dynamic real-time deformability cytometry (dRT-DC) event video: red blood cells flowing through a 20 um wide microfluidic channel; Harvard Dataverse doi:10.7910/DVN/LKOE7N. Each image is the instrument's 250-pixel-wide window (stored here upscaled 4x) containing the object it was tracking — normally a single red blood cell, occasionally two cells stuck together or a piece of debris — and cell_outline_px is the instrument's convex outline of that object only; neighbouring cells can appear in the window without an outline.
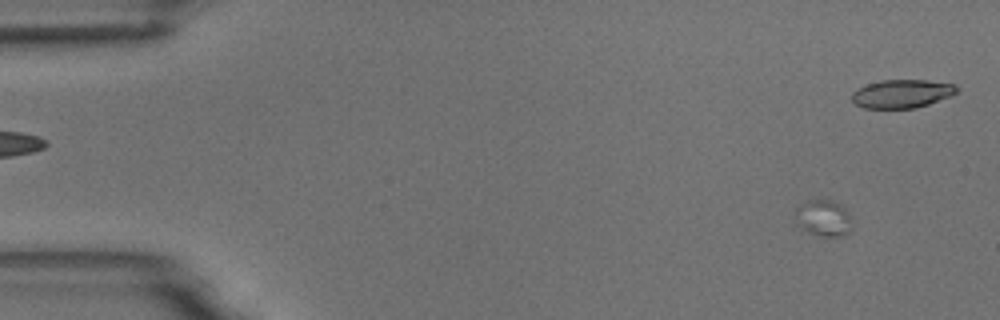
{"species": "common noctule bat (a hibernating species)", "species_latin": "Nyctalus noctula", "temperature_condition": "room temperature", "stored_images_in_passage": 7, "camera_frame_rate_fps": 3000, "um_per_image_px": 0.085, "animal": {"sex": "male", "body_mass_g": 18.8}, "frame": {"image": 1, "passage_image": 1, "time_ms": 0.0, "image_size_px": [1000, 320], "cell_outline_px": [[852, 228], [844, 236], [820, 236], [808, 232], [792, 224], [796, 208], [800, 204], [808, 200], [832, 200], [840, 204], [852, 216]], "centroid_in_image_um": [69.96, 18.55], "position_along_channel_um": 15.0, "area_um2": 12.54}}